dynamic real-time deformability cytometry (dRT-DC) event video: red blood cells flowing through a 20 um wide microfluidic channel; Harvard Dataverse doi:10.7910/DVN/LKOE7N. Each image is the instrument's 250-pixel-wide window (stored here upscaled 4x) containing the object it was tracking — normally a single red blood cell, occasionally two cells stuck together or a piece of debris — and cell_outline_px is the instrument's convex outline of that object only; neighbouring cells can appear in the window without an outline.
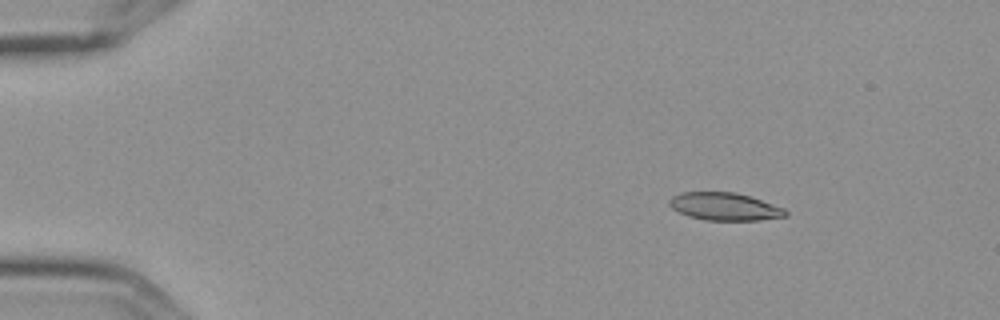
{"species": "Egyptian fruit bat (a non-hibernating species)", "species_latin": "Rousettus aegyptiacus", "temperature_condition": "cold", "stored_images_in_passage": 8, "camera_frame_rate_fps": 3000, "um_per_image_px": 0.085, "frame": {"image": 1, "passage_image": 3, "time_ms": 0.667, "image_size_px": [1000, 320], "cell_outline_px": [[788, 216], [760, 220], [704, 220], [688, 216], [672, 208], [668, 204], [668, 200], [672, 196], [680, 192], [736, 192], [784, 208], [788, 212]], "centroid_in_image_um": [61.57, 17.56], "position_along_channel_um": 23.4, "area_um2": 18.73}}
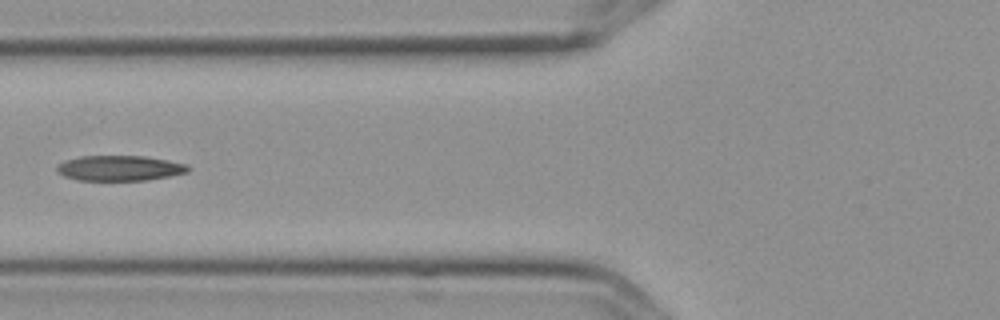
{"frame": {"image": 2, "passage_image": 7, "time_ms": 2.0, "image_size_px": [1000, 320], "cell_outline_px": [[192, 168], [188, 172], [148, 180], [76, 180], [64, 176], [56, 172], [56, 168], [64, 160], [80, 156], [144, 156], [168, 160], [188, 164]], "centroid_in_image_um": [10.18, 14.29], "position_along_channel_um": 115.6, "area_um2": 19.42}}
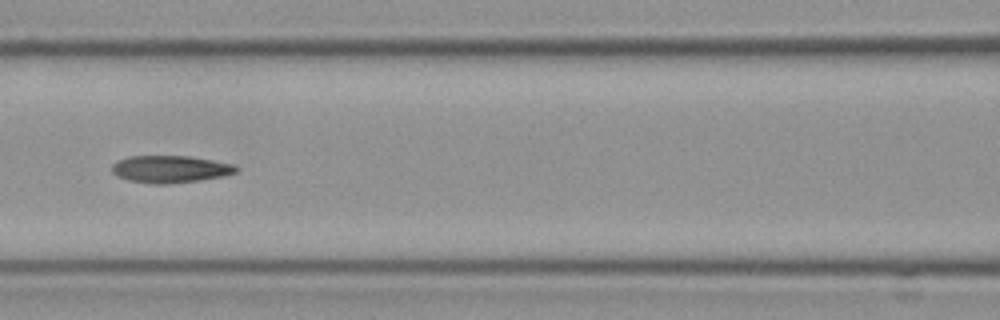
{"frame": {"image": 3, "passage_image": 8, "time_ms": 2.333, "image_size_px": [1000, 320], "cell_outline_px": [[240, 168], [236, 172], [224, 176], [200, 180], [168, 184], [152, 184], [128, 180], [116, 176], [112, 172], [112, 164], [128, 156], [188, 156], [212, 160], [232, 164]], "centroid_in_image_um": [14.46, 14.38], "position_along_channel_um": 152.1, "area_um2": 19.71}}